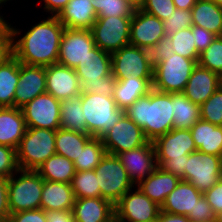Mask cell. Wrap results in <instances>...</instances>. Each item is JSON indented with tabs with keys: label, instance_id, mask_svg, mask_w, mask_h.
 Masks as SVG:
<instances>
[{
	"label": "cell",
	"instance_id": "cell-46",
	"mask_svg": "<svg viewBox=\"0 0 222 222\" xmlns=\"http://www.w3.org/2000/svg\"><path fill=\"white\" fill-rule=\"evenodd\" d=\"M14 56L12 21L0 31V66Z\"/></svg>",
	"mask_w": 222,
	"mask_h": 222
},
{
	"label": "cell",
	"instance_id": "cell-15",
	"mask_svg": "<svg viewBox=\"0 0 222 222\" xmlns=\"http://www.w3.org/2000/svg\"><path fill=\"white\" fill-rule=\"evenodd\" d=\"M94 47L91 30L65 28L60 41L57 63L75 69Z\"/></svg>",
	"mask_w": 222,
	"mask_h": 222
},
{
	"label": "cell",
	"instance_id": "cell-20",
	"mask_svg": "<svg viewBox=\"0 0 222 222\" xmlns=\"http://www.w3.org/2000/svg\"><path fill=\"white\" fill-rule=\"evenodd\" d=\"M156 159L184 158L196 151L190 129H171L154 142Z\"/></svg>",
	"mask_w": 222,
	"mask_h": 222
},
{
	"label": "cell",
	"instance_id": "cell-42",
	"mask_svg": "<svg viewBox=\"0 0 222 222\" xmlns=\"http://www.w3.org/2000/svg\"><path fill=\"white\" fill-rule=\"evenodd\" d=\"M166 36L175 34L181 29L191 27L193 25L191 10H183L176 8L175 11L163 21Z\"/></svg>",
	"mask_w": 222,
	"mask_h": 222
},
{
	"label": "cell",
	"instance_id": "cell-55",
	"mask_svg": "<svg viewBox=\"0 0 222 222\" xmlns=\"http://www.w3.org/2000/svg\"><path fill=\"white\" fill-rule=\"evenodd\" d=\"M155 222H192L187 216L170 214L160 211Z\"/></svg>",
	"mask_w": 222,
	"mask_h": 222
},
{
	"label": "cell",
	"instance_id": "cell-18",
	"mask_svg": "<svg viewBox=\"0 0 222 222\" xmlns=\"http://www.w3.org/2000/svg\"><path fill=\"white\" fill-rule=\"evenodd\" d=\"M46 92V67L19 62V82L14 96V107L22 108Z\"/></svg>",
	"mask_w": 222,
	"mask_h": 222
},
{
	"label": "cell",
	"instance_id": "cell-16",
	"mask_svg": "<svg viewBox=\"0 0 222 222\" xmlns=\"http://www.w3.org/2000/svg\"><path fill=\"white\" fill-rule=\"evenodd\" d=\"M132 183L137 186L158 167L153 142L147 141L140 146L117 155Z\"/></svg>",
	"mask_w": 222,
	"mask_h": 222
},
{
	"label": "cell",
	"instance_id": "cell-6",
	"mask_svg": "<svg viewBox=\"0 0 222 222\" xmlns=\"http://www.w3.org/2000/svg\"><path fill=\"white\" fill-rule=\"evenodd\" d=\"M44 179L34 170L19 169L9 178L8 199L11 214L40 209Z\"/></svg>",
	"mask_w": 222,
	"mask_h": 222
},
{
	"label": "cell",
	"instance_id": "cell-52",
	"mask_svg": "<svg viewBox=\"0 0 222 222\" xmlns=\"http://www.w3.org/2000/svg\"><path fill=\"white\" fill-rule=\"evenodd\" d=\"M9 178L0 176V222H7L11 215L8 199Z\"/></svg>",
	"mask_w": 222,
	"mask_h": 222
},
{
	"label": "cell",
	"instance_id": "cell-10",
	"mask_svg": "<svg viewBox=\"0 0 222 222\" xmlns=\"http://www.w3.org/2000/svg\"><path fill=\"white\" fill-rule=\"evenodd\" d=\"M112 75L116 80L130 76L136 78H153L149 50L128 44L111 54Z\"/></svg>",
	"mask_w": 222,
	"mask_h": 222
},
{
	"label": "cell",
	"instance_id": "cell-39",
	"mask_svg": "<svg viewBox=\"0 0 222 222\" xmlns=\"http://www.w3.org/2000/svg\"><path fill=\"white\" fill-rule=\"evenodd\" d=\"M97 17H133V9L126 0H90Z\"/></svg>",
	"mask_w": 222,
	"mask_h": 222
},
{
	"label": "cell",
	"instance_id": "cell-40",
	"mask_svg": "<svg viewBox=\"0 0 222 222\" xmlns=\"http://www.w3.org/2000/svg\"><path fill=\"white\" fill-rule=\"evenodd\" d=\"M198 65L222 77V37L216 36L199 55Z\"/></svg>",
	"mask_w": 222,
	"mask_h": 222
},
{
	"label": "cell",
	"instance_id": "cell-47",
	"mask_svg": "<svg viewBox=\"0 0 222 222\" xmlns=\"http://www.w3.org/2000/svg\"><path fill=\"white\" fill-rule=\"evenodd\" d=\"M157 165L165 172L171 173L178 177L180 180L185 181V168L188 160V155H184V158L178 159H156Z\"/></svg>",
	"mask_w": 222,
	"mask_h": 222
},
{
	"label": "cell",
	"instance_id": "cell-51",
	"mask_svg": "<svg viewBox=\"0 0 222 222\" xmlns=\"http://www.w3.org/2000/svg\"><path fill=\"white\" fill-rule=\"evenodd\" d=\"M203 196L211 205L215 214L222 211V177L213 187L205 191Z\"/></svg>",
	"mask_w": 222,
	"mask_h": 222
},
{
	"label": "cell",
	"instance_id": "cell-56",
	"mask_svg": "<svg viewBox=\"0 0 222 222\" xmlns=\"http://www.w3.org/2000/svg\"><path fill=\"white\" fill-rule=\"evenodd\" d=\"M198 0H173L176 8L191 10Z\"/></svg>",
	"mask_w": 222,
	"mask_h": 222
},
{
	"label": "cell",
	"instance_id": "cell-49",
	"mask_svg": "<svg viewBox=\"0 0 222 222\" xmlns=\"http://www.w3.org/2000/svg\"><path fill=\"white\" fill-rule=\"evenodd\" d=\"M7 222H47V212L43 209L21 211L11 214Z\"/></svg>",
	"mask_w": 222,
	"mask_h": 222
},
{
	"label": "cell",
	"instance_id": "cell-11",
	"mask_svg": "<svg viewBox=\"0 0 222 222\" xmlns=\"http://www.w3.org/2000/svg\"><path fill=\"white\" fill-rule=\"evenodd\" d=\"M222 177V157L198 150L188 155L185 181L204 193Z\"/></svg>",
	"mask_w": 222,
	"mask_h": 222
},
{
	"label": "cell",
	"instance_id": "cell-60",
	"mask_svg": "<svg viewBox=\"0 0 222 222\" xmlns=\"http://www.w3.org/2000/svg\"><path fill=\"white\" fill-rule=\"evenodd\" d=\"M215 222H222V211L215 214Z\"/></svg>",
	"mask_w": 222,
	"mask_h": 222
},
{
	"label": "cell",
	"instance_id": "cell-12",
	"mask_svg": "<svg viewBox=\"0 0 222 222\" xmlns=\"http://www.w3.org/2000/svg\"><path fill=\"white\" fill-rule=\"evenodd\" d=\"M114 209L118 222H155L161 211L137 186L126 192Z\"/></svg>",
	"mask_w": 222,
	"mask_h": 222
},
{
	"label": "cell",
	"instance_id": "cell-8",
	"mask_svg": "<svg viewBox=\"0 0 222 222\" xmlns=\"http://www.w3.org/2000/svg\"><path fill=\"white\" fill-rule=\"evenodd\" d=\"M94 170L100 188V197L113 205L135 186L116 155L106 153Z\"/></svg>",
	"mask_w": 222,
	"mask_h": 222
},
{
	"label": "cell",
	"instance_id": "cell-3",
	"mask_svg": "<svg viewBox=\"0 0 222 222\" xmlns=\"http://www.w3.org/2000/svg\"><path fill=\"white\" fill-rule=\"evenodd\" d=\"M81 93H94L113 97L117 80L112 75L111 54L95 46L75 68Z\"/></svg>",
	"mask_w": 222,
	"mask_h": 222
},
{
	"label": "cell",
	"instance_id": "cell-34",
	"mask_svg": "<svg viewBox=\"0 0 222 222\" xmlns=\"http://www.w3.org/2000/svg\"><path fill=\"white\" fill-rule=\"evenodd\" d=\"M19 82V61L13 56L0 66V107H14V96Z\"/></svg>",
	"mask_w": 222,
	"mask_h": 222
},
{
	"label": "cell",
	"instance_id": "cell-54",
	"mask_svg": "<svg viewBox=\"0 0 222 222\" xmlns=\"http://www.w3.org/2000/svg\"><path fill=\"white\" fill-rule=\"evenodd\" d=\"M47 222H74L72 211L47 212Z\"/></svg>",
	"mask_w": 222,
	"mask_h": 222
},
{
	"label": "cell",
	"instance_id": "cell-27",
	"mask_svg": "<svg viewBox=\"0 0 222 222\" xmlns=\"http://www.w3.org/2000/svg\"><path fill=\"white\" fill-rule=\"evenodd\" d=\"M180 179L171 173L165 172L159 166L146 179L142 180L137 187L153 202L160 207L166 197L176 188Z\"/></svg>",
	"mask_w": 222,
	"mask_h": 222
},
{
	"label": "cell",
	"instance_id": "cell-19",
	"mask_svg": "<svg viewBox=\"0 0 222 222\" xmlns=\"http://www.w3.org/2000/svg\"><path fill=\"white\" fill-rule=\"evenodd\" d=\"M46 92L60 101L80 95L81 86L75 69L60 63L46 66Z\"/></svg>",
	"mask_w": 222,
	"mask_h": 222
},
{
	"label": "cell",
	"instance_id": "cell-62",
	"mask_svg": "<svg viewBox=\"0 0 222 222\" xmlns=\"http://www.w3.org/2000/svg\"><path fill=\"white\" fill-rule=\"evenodd\" d=\"M110 222H118V220L116 218H114L112 221Z\"/></svg>",
	"mask_w": 222,
	"mask_h": 222
},
{
	"label": "cell",
	"instance_id": "cell-38",
	"mask_svg": "<svg viewBox=\"0 0 222 222\" xmlns=\"http://www.w3.org/2000/svg\"><path fill=\"white\" fill-rule=\"evenodd\" d=\"M173 46V51L186 57L188 59H193L198 63L199 53L197 52L195 46L194 34H192V28L188 27L181 29L173 35L169 36Z\"/></svg>",
	"mask_w": 222,
	"mask_h": 222
},
{
	"label": "cell",
	"instance_id": "cell-58",
	"mask_svg": "<svg viewBox=\"0 0 222 222\" xmlns=\"http://www.w3.org/2000/svg\"><path fill=\"white\" fill-rule=\"evenodd\" d=\"M126 1L135 10H141V8L145 3V0H126Z\"/></svg>",
	"mask_w": 222,
	"mask_h": 222
},
{
	"label": "cell",
	"instance_id": "cell-26",
	"mask_svg": "<svg viewBox=\"0 0 222 222\" xmlns=\"http://www.w3.org/2000/svg\"><path fill=\"white\" fill-rule=\"evenodd\" d=\"M57 17L65 28L91 30L97 14L90 0H70Z\"/></svg>",
	"mask_w": 222,
	"mask_h": 222
},
{
	"label": "cell",
	"instance_id": "cell-5",
	"mask_svg": "<svg viewBox=\"0 0 222 222\" xmlns=\"http://www.w3.org/2000/svg\"><path fill=\"white\" fill-rule=\"evenodd\" d=\"M56 130L27 128L16 149L19 169L36 171L55 152Z\"/></svg>",
	"mask_w": 222,
	"mask_h": 222
},
{
	"label": "cell",
	"instance_id": "cell-31",
	"mask_svg": "<svg viewBox=\"0 0 222 222\" xmlns=\"http://www.w3.org/2000/svg\"><path fill=\"white\" fill-rule=\"evenodd\" d=\"M36 171L44 180L68 184L71 183L76 172L74 163L59 154L49 157Z\"/></svg>",
	"mask_w": 222,
	"mask_h": 222
},
{
	"label": "cell",
	"instance_id": "cell-25",
	"mask_svg": "<svg viewBox=\"0 0 222 222\" xmlns=\"http://www.w3.org/2000/svg\"><path fill=\"white\" fill-rule=\"evenodd\" d=\"M75 195L71 184L44 180L40 209L50 211H72Z\"/></svg>",
	"mask_w": 222,
	"mask_h": 222
},
{
	"label": "cell",
	"instance_id": "cell-2",
	"mask_svg": "<svg viewBox=\"0 0 222 222\" xmlns=\"http://www.w3.org/2000/svg\"><path fill=\"white\" fill-rule=\"evenodd\" d=\"M124 114L142 128L148 141L154 142L173 129V93L152 88L147 95L127 108Z\"/></svg>",
	"mask_w": 222,
	"mask_h": 222
},
{
	"label": "cell",
	"instance_id": "cell-24",
	"mask_svg": "<svg viewBox=\"0 0 222 222\" xmlns=\"http://www.w3.org/2000/svg\"><path fill=\"white\" fill-rule=\"evenodd\" d=\"M26 130L22 109L0 107V145L17 149Z\"/></svg>",
	"mask_w": 222,
	"mask_h": 222
},
{
	"label": "cell",
	"instance_id": "cell-33",
	"mask_svg": "<svg viewBox=\"0 0 222 222\" xmlns=\"http://www.w3.org/2000/svg\"><path fill=\"white\" fill-rule=\"evenodd\" d=\"M91 138L89 134L58 128L55 135V152L74 162Z\"/></svg>",
	"mask_w": 222,
	"mask_h": 222
},
{
	"label": "cell",
	"instance_id": "cell-21",
	"mask_svg": "<svg viewBox=\"0 0 222 222\" xmlns=\"http://www.w3.org/2000/svg\"><path fill=\"white\" fill-rule=\"evenodd\" d=\"M221 77L197 64L186 84L183 93L192 102L203 104L219 87Z\"/></svg>",
	"mask_w": 222,
	"mask_h": 222
},
{
	"label": "cell",
	"instance_id": "cell-17",
	"mask_svg": "<svg viewBox=\"0 0 222 222\" xmlns=\"http://www.w3.org/2000/svg\"><path fill=\"white\" fill-rule=\"evenodd\" d=\"M165 36L163 21L142 10H135L130 24V44L149 50Z\"/></svg>",
	"mask_w": 222,
	"mask_h": 222
},
{
	"label": "cell",
	"instance_id": "cell-57",
	"mask_svg": "<svg viewBox=\"0 0 222 222\" xmlns=\"http://www.w3.org/2000/svg\"><path fill=\"white\" fill-rule=\"evenodd\" d=\"M5 13L6 12H4L3 14L2 9L0 8V31L3 30L10 23L9 21H11V19L9 18H13V15L12 17H8L7 15H5Z\"/></svg>",
	"mask_w": 222,
	"mask_h": 222
},
{
	"label": "cell",
	"instance_id": "cell-30",
	"mask_svg": "<svg viewBox=\"0 0 222 222\" xmlns=\"http://www.w3.org/2000/svg\"><path fill=\"white\" fill-rule=\"evenodd\" d=\"M193 25L222 34V9L213 0H198L191 9Z\"/></svg>",
	"mask_w": 222,
	"mask_h": 222
},
{
	"label": "cell",
	"instance_id": "cell-9",
	"mask_svg": "<svg viewBox=\"0 0 222 222\" xmlns=\"http://www.w3.org/2000/svg\"><path fill=\"white\" fill-rule=\"evenodd\" d=\"M132 17H97L92 26L95 46L107 53H114L130 44Z\"/></svg>",
	"mask_w": 222,
	"mask_h": 222
},
{
	"label": "cell",
	"instance_id": "cell-23",
	"mask_svg": "<svg viewBox=\"0 0 222 222\" xmlns=\"http://www.w3.org/2000/svg\"><path fill=\"white\" fill-rule=\"evenodd\" d=\"M72 214L74 222H110L115 218V209L102 197L76 198Z\"/></svg>",
	"mask_w": 222,
	"mask_h": 222
},
{
	"label": "cell",
	"instance_id": "cell-22",
	"mask_svg": "<svg viewBox=\"0 0 222 222\" xmlns=\"http://www.w3.org/2000/svg\"><path fill=\"white\" fill-rule=\"evenodd\" d=\"M203 193L187 181L180 180L176 188L166 197L161 211L177 215H195V207Z\"/></svg>",
	"mask_w": 222,
	"mask_h": 222
},
{
	"label": "cell",
	"instance_id": "cell-7",
	"mask_svg": "<svg viewBox=\"0 0 222 222\" xmlns=\"http://www.w3.org/2000/svg\"><path fill=\"white\" fill-rule=\"evenodd\" d=\"M197 64L193 59L174 53L154 66L152 88L164 93L183 92Z\"/></svg>",
	"mask_w": 222,
	"mask_h": 222
},
{
	"label": "cell",
	"instance_id": "cell-32",
	"mask_svg": "<svg viewBox=\"0 0 222 222\" xmlns=\"http://www.w3.org/2000/svg\"><path fill=\"white\" fill-rule=\"evenodd\" d=\"M200 119V105L192 103L183 92L173 93V129H191Z\"/></svg>",
	"mask_w": 222,
	"mask_h": 222
},
{
	"label": "cell",
	"instance_id": "cell-59",
	"mask_svg": "<svg viewBox=\"0 0 222 222\" xmlns=\"http://www.w3.org/2000/svg\"><path fill=\"white\" fill-rule=\"evenodd\" d=\"M12 1H14V0H0V8H1L2 10H5V11H6V9H5L4 7L7 6V8H9L8 5H7V3H8L9 6H10V3H11V4H14V3H12ZM14 2L16 3V5H18L17 2H20V5H21V2H22V1H21V0H20V1H18V0L16 1V0H15ZM4 5H6V6H4Z\"/></svg>",
	"mask_w": 222,
	"mask_h": 222
},
{
	"label": "cell",
	"instance_id": "cell-37",
	"mask_svg": "<svg viewBox=\"0 0 222 222\" xmlns=\"http://www.w3.org/2000/svg\"><path fill=\"white\" fill-rule=\"evenodd\" d=\"M70 184L75 198L100 197V188L95 170L76 171Z\"/></svg>",
	"mask_w": 222,
	"mask_h": 222
},
{
	"label": "cell",
	"instance_id": "cell-35",
	"mask_svg": "<svg viewBox=\"0 0 222 222\" xmlns=\"http://www.w3.org/2000/svg\"><path fill=\"white\" fill-rule=\"evenodd\" d=\"M60 110L61 128L88 134L86 119L81 106V94L73 98L61 100Z\"/></svg>",
	"mask_w": 222,
	"mask_h": 222
},
{
	"label": "cell",
	"instance_id": "cell-13",
	"mask_svg": "<svg viewBox=\"0 0 222 222\" xmlns=\"http://www.w3.org/2000/svg\"><path fill=\"white\" fill-rule=\"evenodd\" d=\"M101 140L106 152L116 156L122 152L143 146L148 141L142 128L125 114Z\"/></svg>",
	"mask_w": 222,
	"mask_h": 222
},
{
	"label": "cell",
	"instance_id": "cell-48",
	"mask_svg": "<svg viewBox=\"0 0 222 222\" xmlns=\"http://www.w3.org/2000/svg\"><path fill=\"white\" fill-rule=\"evenodd\" d=\"M187 217L192 222H215V213L204 196L197 202L195 215H188Z\"/></svg>",
	"mask_w": 222,
	"mask_h": 222
},
{
	"label": "cell",
	"instance_id": "cell-29",
	"mask_svg": "<svg viewBox=\"0 0 222 222\" xmlns=\"http://www.w3.org/2000/svg\"><path fill=\"white\" fill-rule=\"evenodd\" d=\"M190 131L198 151L222 157V126L200 119Z\"/></svg>",
	"mask_w": 222,
	"mask_h": 222
},
{
	"label": "cell",
	"instance_id": "cell-4",
	"mask_svg": "<svg viewBox=\"0 0 222 222\" xmlns=\"http://www.w3.org/2000/svg\"><path fill=\"white\" fill-rule=\"evenodd\" d=\"M81 106L86 119L87 133L100 139L124 114V110L119 109L113 97L105 95L81 93Z\"/></svg>",
	"mask_w": 222,
	"mask_h": 222
},
{
	"label": "cell",
	"instance_id": "cell-50",
	"mask_svg": "<svg viewBox=\"0 0 222 222\" xmlns=\"http://www.w3.org/2000/svg\"><path fill=\"white\" fill-rule=\"evenodd\" d=\"M191 28L195 39L194 44L196 46L197 52L200 54L212 43L216 35L196 25H192Z\"/></svg>",
	"mask_w": 222,
	"mask_h": 222
},
{
	"label": "cell",
	"instance_id": "cell-45",
	"mask_svg": "<svg viewBox=\"0 0 222 222\" xmlns=\"http://www.w3.org/2000/svg\"><path fill=\"white\" fill-rule=\"evenodd\" d=\"M175 52L169 36H164L152 48L149 49L151 64L154 67L164 59H169Z\"/></svg>",
	"mask_w": 222,
	"mask_h": 222
},
{
	"label": "cell",
	"instance_id": "cell-28",
	"mask_svg": "<svg viewBox=\"0 0 222 222\" xmlns=\"http://www.w3.org/2000/svg\"><path fill=\"white\" fill-rule=\"evenodd\" d=\"M152 83L153 78H136L134 76L117 80L113 93L116 105L125 111L136 100L150 92Z\"/></svg>",
	"mask_w": 222,
	"mask_h": 222
},
{
	"label": "cell",
	"instance_id": "cell-36",
	"mask_svg": "<svg viewBox=\"0 0 222 222\" xmlns=\"http://www.w3.org/2000/svg\"><path fill=\"white\" fill-rule=\"evenodd\" d=\"M106 153L102 140L92 137L74 160L75 171L94 170Z\"/></svg>",
	"mask_w": 222,
	"mask_h": 222
},
{
	"label": "cell",
	"instance_id": "cell-1",
	"mask_svg": "<svg viewBox=\"0 0 222 222\" xmlns=\"http://www.w3.org/2000/svg\"><path fill=\"white\" fill-rule=\"evenodd\" d=\"M33 14L35 20L32 19L31 24L29 23L30 28L26 26L27 30L14 26L13 21L14 56L21 63L46 67L58 61L60 41L65 27L57 16L43 15L42 19L39 15V19Z\"/></svg>",
	"mask_w": 222,
	"mask_h": 222
},
{
	"label": "cell",
	"instance_id": "cell-43",
	"mask_svg": "<svg viewBox=\"0 0 222 222\" xmlns=\"http://www.w3.org/2000/svg\"><path fill=\"white\" fill-rule=\"evenodd\" d=\"M176 9L173 0H145L142 11L156 16L161 21L166 20Z\"/></svg>",
	"mask_w": 222,
	"mask_h": 222
},
{
	"label": "cell",
	"instance_id": "cell-14",
	"mask_svg": "<svg viewBox=\"0 0 222 222\" xmlns=\"http://www.w3.org/2000/svg\"><path fill=\"white\" fill-rule=\"evenodd\" d=\"M60 100L50 93H43L23 106L27 128L57 130L60 126Z\"/></svg>",
	"mask_w": 222,
	"mask_h": 222
},
{
	"label": "cell",
	"instance_id": "cell-53",
	"mask_svg": "<svg viewBox=\"0 0 222 222\" xmlns=\"http://www.w3.org/2000/svg\"><path fill=\"white\" fill-rule=\"evenodd\" d=\"M69 1L70 0H37L38 3L34 1L32 6H35L34 4H39L37 5L39 7L42 6L41 16H43V14H45V16H58Z\"/></svg>",
	"mask_w": 222,
	"mask_h": 222
},
{
	"label": "cell",
	"instance_id": "cell-44",
	"mask_svg": "<svg viewBox=\"0 0 222 222\" xmlns=\"http://www.w3.org/2000/svg\"><path fill=\"white\" fill-rule=\"evenodd\" d=\"M18 170L16 149L0 145V176L10 178Z\"/></svg>",
	"mask_w": 222,
	"mask_h": 222
},
{
	"label": "cell",
	"instance_id": "cell-61",
	"mask_svg": "<svg viewBox=\"0 0 222 222\" xmlns=\"http://www.w3.org/2000/svg\"><path fill=\"white\" fill-rule=\"evenodd\" d=\"M222 9V0H213Z\"/></svg>",
	"mask_w": 222,
	"mask_h": 222
},
{
	"label": "cell",
	"instance_id": "cell-41",
	"mask_svg": "<svg viewBox=\"0 0 222 222\" xmlns=\"http://www.w3.org/2000/svg\"><path fill=\"white\" fill-rule=\"evenodd\" d=\"M200 118L203 121L222 126V86L200 105Z\"/></svg>",
	"mask_w": 222,
	"mask_h": 222
}]
</instances>
